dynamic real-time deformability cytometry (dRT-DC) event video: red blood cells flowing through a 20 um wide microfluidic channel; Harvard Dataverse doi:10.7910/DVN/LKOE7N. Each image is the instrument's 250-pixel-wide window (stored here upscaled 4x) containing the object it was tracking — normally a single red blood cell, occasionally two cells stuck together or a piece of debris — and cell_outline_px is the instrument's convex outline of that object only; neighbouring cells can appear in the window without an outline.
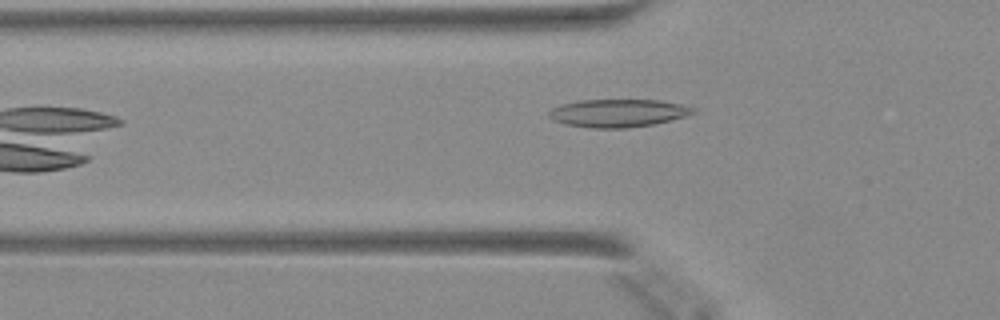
{"species": "Egyptian fruit bat (a non-hibernating species)", "species_latin": "Rousettus aegyptiacus", "temperature_condition": "warm", "stored_images_in_passage": 32, "camera_frame_rate_fps": 3000, "um_per_image_px": 0.085, "animal": {"sex": "female"}, "frame": {"image": 1, "passage_image": 5, "time_ms": 1.333, "image_size_px": [1000, 320], "cell_outline_px": [[696, 112], [684, 116], [652, 124], [624, 128], [592, 128], [568, 124], [552, 120], [548, 116], [548, 112], [552, 108], [560, 104], [580, 100], [660, 100], [680, 104], [696, 108]], "centroid_in_image_um": [52.5, 9.6], "position_along_channel_um": 73.3, "area_um2": 23.24}}
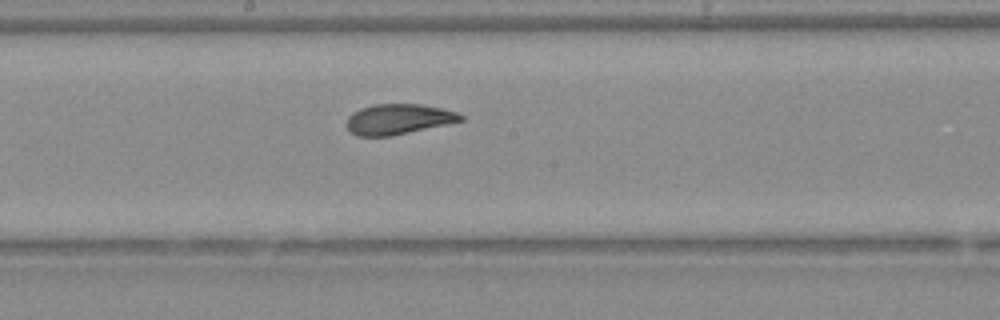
{"frame": {"image": 2, "passage_image": 15, "time_ms": 4.667, "image_size_px": [1000, 320], "cell_outline_px": [[464, 120], [448, 124], [392, 136], [356, 136], [348, 128], [348, 116], [352, 112], [360, 108], [376, 104], [420, 104], [444, 108], [456, 112], [464, 116]], "centroid_in_image_um": [33.89, 10.13], "position_along_channel_um": 214.3, "area_um2": 20.23}}
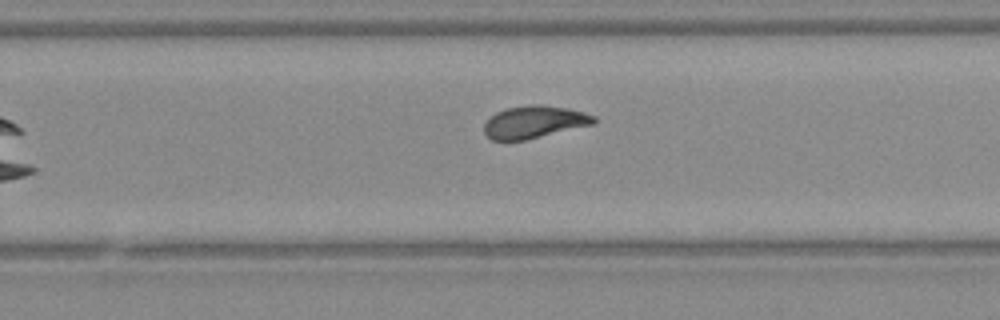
{"frame": {"image": 3, "passage_image": 20, "time_ms": 6.333, "image_size_px": [1000, 320], "cell_outline_px": [[596, 124], [524, 140], [492, 140], [484, 132], [484, 124], [496, 112], [508, 108], [528, 104], [540, 104], [568, 108], [584, 112], [596, 116]], "centroid_in_image_um": [45.46, 10.36], "position_along_channel_um": 284.3, "area_um2": 20.75}}